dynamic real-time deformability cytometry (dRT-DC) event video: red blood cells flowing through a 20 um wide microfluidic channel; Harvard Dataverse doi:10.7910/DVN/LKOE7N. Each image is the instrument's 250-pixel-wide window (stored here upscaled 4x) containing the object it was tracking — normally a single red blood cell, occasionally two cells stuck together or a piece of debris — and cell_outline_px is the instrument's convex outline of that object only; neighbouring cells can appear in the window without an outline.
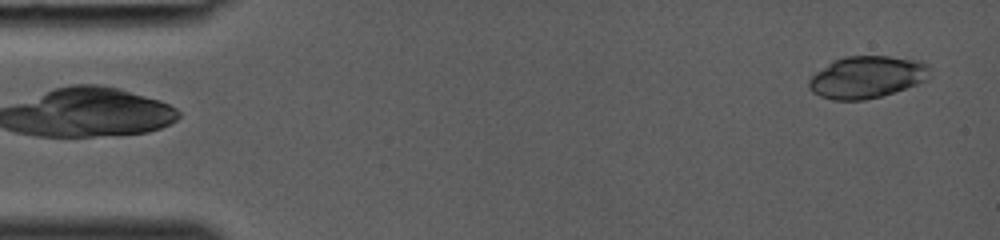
{"species": "common noctule bat (a hibernating species)", "species_latin": "Nyctalus noctula", "temperature_condition": "room temperature", "stored_images_in_passage": 36, "camera_frame_rate_fps": 3000, "um_per_image_px": 0.085, "animal": {"sex": "female", "body_mass_g": 19.0, "forearm_length_mm": 53.3}, "frame": {"image": 1, "passage_image": 1, "time_ms": 0.0, "image_size_px": [1000, 240], "cell_outline_px": [[932, 68], [928, 80], [880, 96], [864, 100], [832, 100], [820, 96], [812, 92], [808, 88], [808, 80], [816, 72], [832, 60], [844, 56], [888, 56], [924, 60]], "centroid_in_image_um": [73.71, 6.53], "position_along_channel_um": 11.3, "area_um2": 30.0}}
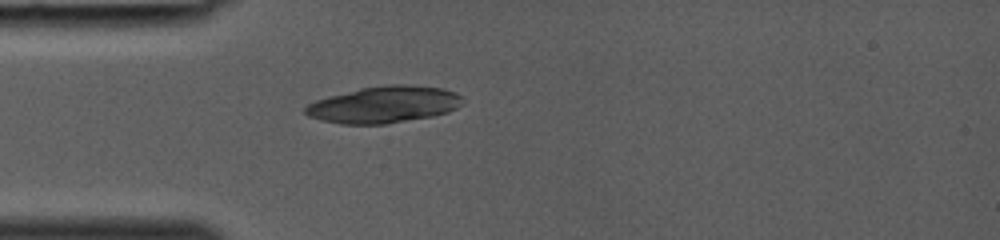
{"frame": {"image": 2, "passage_image": 10, "time_ms": 3.0, "image_size_px": [1000, 240], "cell_outline_px": [[464, 104], [448, 112], [432, 116], [384, 124], [340, 124], [320, 120], [308, 116], [304, 112], [304, 108], [308, 104], [316, 100], [328, 96], [360, 88], [388, 84], [408, 84], [444, 88], [456, 92], [464, 96]], "centroid_in_image_um": [32.67, 8.88], "position_along_channel_um": 52.3, "area_um2": 33.99}}
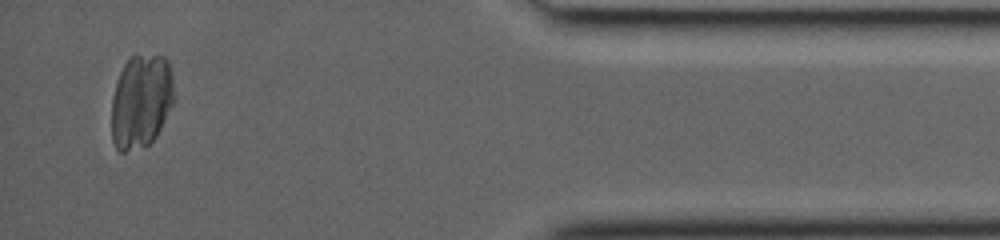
{"frame": {"image": 3, "passage_image": 34, "time_ms": 11.0, "image_size_px": [1000, 240], "cell_outline_px": [[172, 104], [156, 136], [148, 144], [124, 152], [120, 152], [116, 148], [112, 140], [112, 96], [120, 72], [124, 64], [132, 56], [164, 56], [168, 60], [172, 80]], "centroid_in_image_um": [11.96, 8.61], "position_along_channel_um": 423.2, "area_um2": 33.58}}